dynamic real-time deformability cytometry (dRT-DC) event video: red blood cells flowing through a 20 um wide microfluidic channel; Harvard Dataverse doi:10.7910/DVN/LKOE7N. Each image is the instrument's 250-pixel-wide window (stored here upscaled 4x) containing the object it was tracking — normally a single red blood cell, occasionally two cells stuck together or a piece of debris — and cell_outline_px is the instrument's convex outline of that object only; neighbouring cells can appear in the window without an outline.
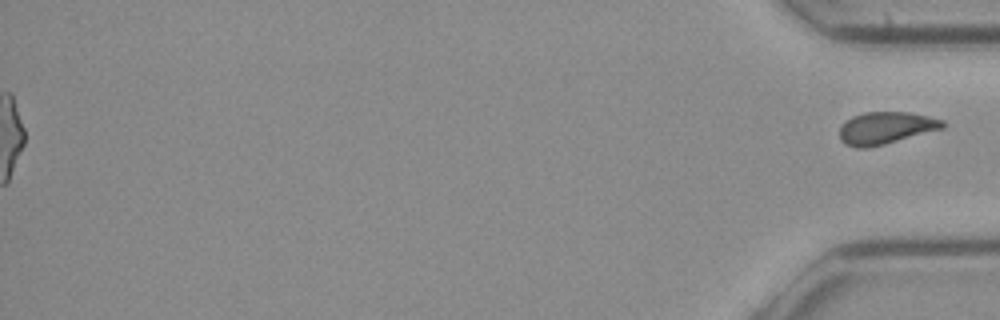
{"species": "common noctule bat (a hibernating species)", "species_latin": "Nyctalus noctula", "temperature_condition": "cold", "stored_images_in_passage": 47, "segment_of_instrument_passage": [2, 2], "camera_frame_rate_fps": 3000, "um_per_image_px": 0.085, "animal": {"sex": "female", "body_mass_g": 21.9}, "frame": {"image": 1, "passage_image": 47, "time_ms": 15.333, "image_size_px": [1000, 320], "cell_outline_px": [[948, 124], [944, 128], [884, 144], [864, 148], [856, 148], [844, 144], [840, 140], [840, 128], [844, 120], [852, 116], [864, 112], [908, 112], [928, 116], [944, 120]], "centroid_in_image_um": [75.28, 10.87], "position_along_channel_um": 359.9, "area_um2": 19.48}}